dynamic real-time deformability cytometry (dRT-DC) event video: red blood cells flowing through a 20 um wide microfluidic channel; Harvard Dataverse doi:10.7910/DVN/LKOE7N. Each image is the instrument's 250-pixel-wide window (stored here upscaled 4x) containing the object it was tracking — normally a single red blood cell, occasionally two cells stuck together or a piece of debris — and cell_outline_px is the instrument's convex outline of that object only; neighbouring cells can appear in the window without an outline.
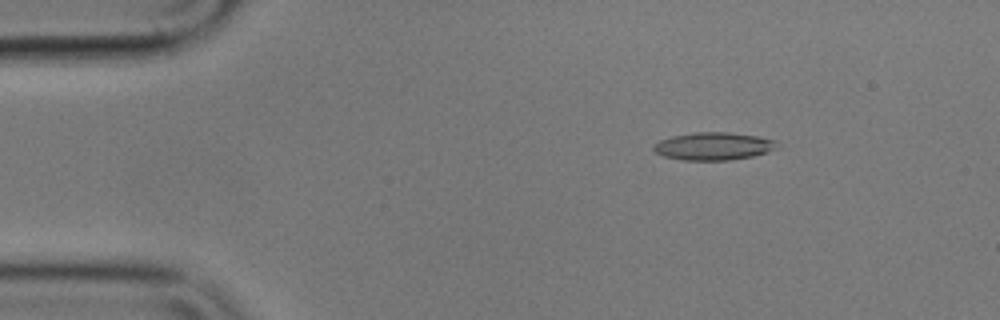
{"species": "common noctule bat (a hibernating species)", "species_latin": "Nyctalus noctula", "temperature_condition": "cold", "stored_images_in_passage": 55, "camera_frame_rate_fps": 3000, "um_per_image_px": 0.085, "animal": {"sex": "male", "body_mass_g": 17.9}, "frame": {"image": 1, "passage_image": 8, "time_ms": 2.333, "image_size_px": [1000, 320], "cell_outline_px": [[776, 148], [768, 152], [752, 156], [728, 160], [684, 160], [664, 156], [656, 152], [652, 148], [652, 144], [660, 140], [672, 136], [692, 132], [728, 132], [756, 136], [776, 140]], "centroid_in_image_um": [60.61, 12.42], "position_along_channel_um": 24.4, "area_um2": 19.88}}
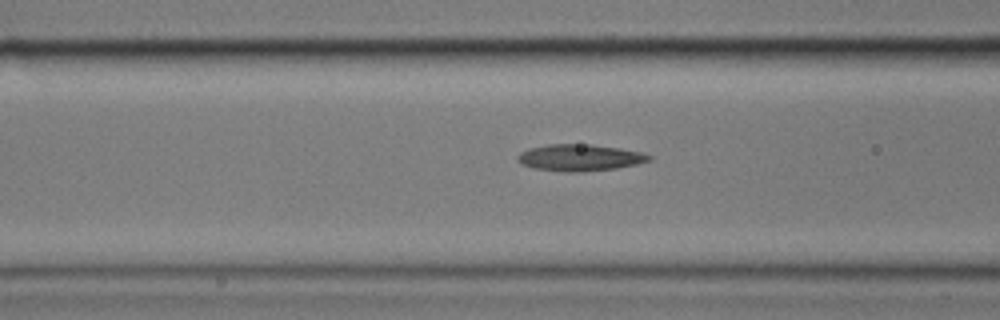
{"frame": {"image": 2, "passage_image": 21, "time_ms": 6.667, "image_size_px": [1000, 320], "cell_outline_px": [[652, 160], [636, 164], [616, 168], [580, 172], [564, 172], [532, 168], [520, 164], [516, 160], [516, 156], [520, 152], [528, 148], [548, 144], [592, 144], [620, 148], [640, 152], [652, 156]], "centroid_in_image_um": [49.23, 13.4], "position_along_channel_um": 117.4, "area_um2": 20.63}}
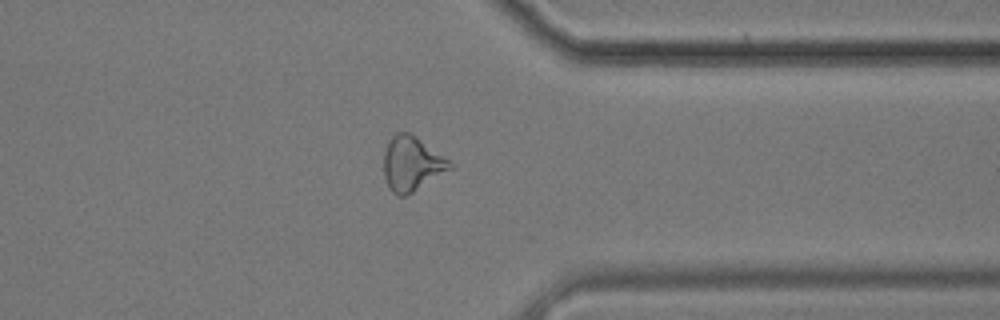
{"frame": {"image": 3, "passage_image": 43, "time_ms": 14.0, "image_size_px": [1000, 320], "cell_outline_px": [[456, 164], [452, 168], [412, 192], [404, 196], [400, 196], [392, 192], [388, 188], [384, 176], [384, 152], [388, 140], [396, 132], [408, 132], [416, 136]], "centroid_in_image_um": [35.0, 13.9], "position_along_channel_um": 376.4, "area_um2": 21.04}, "authors_computed_cell_mechanics": {"area_um2": 19.652, "velocity_mm_per_s": 3.6094, "shape_relaxation_time_tau1_ms": 4.4554, "shape_relaxation_time_tau2_ms": 4.7213, "deformation_change_tau1": 0.1442, "deformation_change_tau2": 0.1476}}